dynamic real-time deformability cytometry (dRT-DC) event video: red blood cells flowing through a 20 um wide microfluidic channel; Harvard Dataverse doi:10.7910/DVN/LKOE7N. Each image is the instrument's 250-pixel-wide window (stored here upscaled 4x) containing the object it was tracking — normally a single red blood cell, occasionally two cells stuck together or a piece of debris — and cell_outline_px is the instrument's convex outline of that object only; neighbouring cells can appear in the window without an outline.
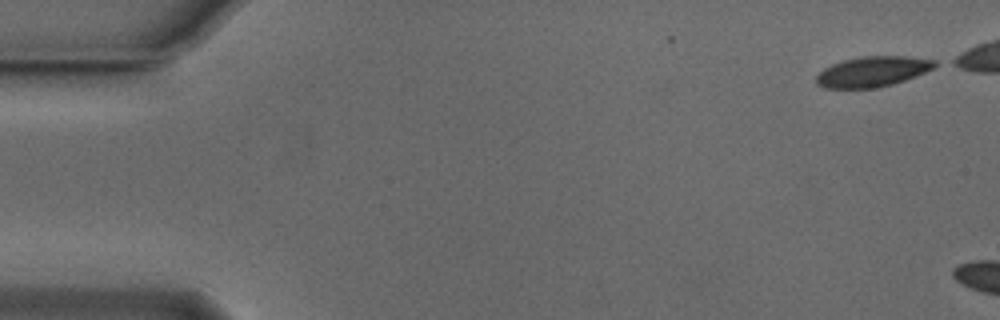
{"species": "Egyptian fruit bat (a non-hibernating species)", "species_latin": "Rousettus aegyptiacus", "temperature_condition": "cold", "stored_images_in_passage": 6, "camera_frame_rate_fps": 3000, "um_per_image_px": 0.085, "animal": {"sex": "male"}, "frame": {"image": 1, "passage_image": 1, "time_ms": 0.0, "image_size_px": [1000, 320], "cell_outline_px": [[940, 64], [916, 76], [892, 84], [872, 88], [824, 88], [816, 84], [816, 76], [824, 68], [832, 64], [844, 60], [864, 56], [904, 56], [936, 60]], "centroid_in_image_um": [74.16, 6.08], "position_along_channel_um": 10.8, "area_um2": 20.81}}